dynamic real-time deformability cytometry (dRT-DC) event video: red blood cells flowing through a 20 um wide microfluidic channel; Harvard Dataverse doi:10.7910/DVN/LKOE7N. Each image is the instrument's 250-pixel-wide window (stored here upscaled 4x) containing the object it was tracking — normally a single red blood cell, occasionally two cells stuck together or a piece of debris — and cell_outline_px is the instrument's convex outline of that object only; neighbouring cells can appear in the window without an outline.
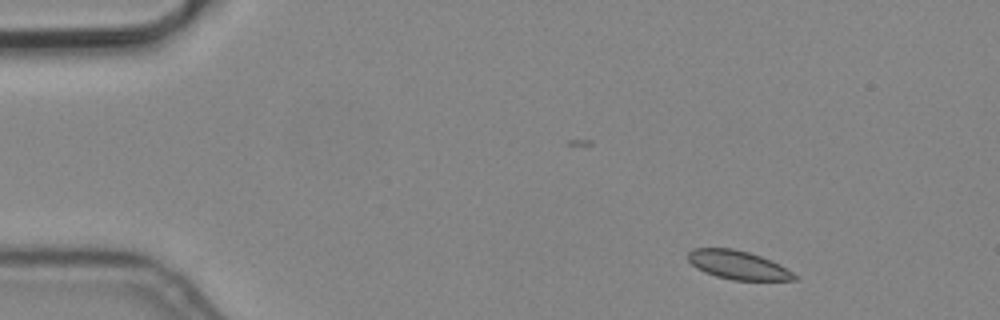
{"species": "common noctule bat (a hibernating species)", "species_latin": "Nyctalus noctula", "temperature_condition": "cold", "stored_images_in_passage": 3, "camera_frame_rate_fps": 3000, "um_per_image_px": 0.085, "animal": {"sex": "male", "body_mass_g": 19.2, "forearm_length_mm": 51.8}, "frame": {"image": 1, "passage_image": 1, "time_ms": 0.0, "image_size_px": [1000, 320], "cell_outline_px": [[796, 280], [732, 280], [716, 276], [704, 272], [696, 268], [688, 260], [688, 252], [692, 248], [732, 248], [748, 252], [760, 256], [780, 264], [792, 272], [796, 276]], "centroid_in_image_um": [62.7, 22.52], "position_along_channel_um": 22.3, "area_um2": 17.69}}
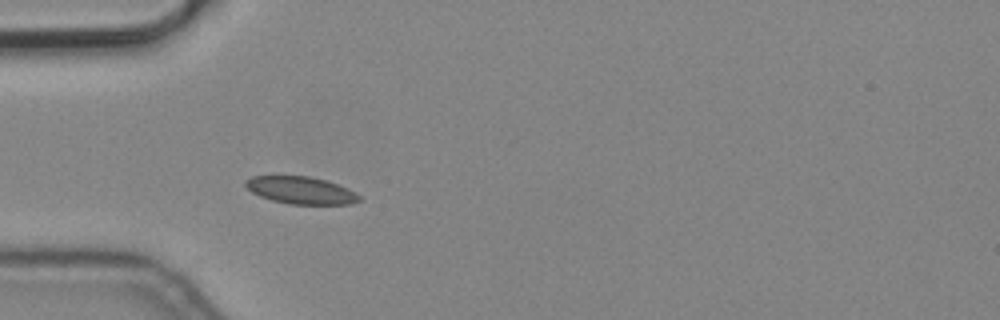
{"frame": {"image": 2, "passage_image": 3, "time_ms": 0.667, "image_size_px": [1000, 320], "cell_outline_px": [[360, 200], [352, 204], [288, 204], [272, 200], [260, 196], [252, 192], [244, 184], [244, 180], [252, 176], [308, 176], [324, 180], [348, 188], [356, 192], [360, 196]], "centroid_in_image_um": [25.57, 16.18], "position_along_channel_um": 59.4, "area_um2": 18.03}}